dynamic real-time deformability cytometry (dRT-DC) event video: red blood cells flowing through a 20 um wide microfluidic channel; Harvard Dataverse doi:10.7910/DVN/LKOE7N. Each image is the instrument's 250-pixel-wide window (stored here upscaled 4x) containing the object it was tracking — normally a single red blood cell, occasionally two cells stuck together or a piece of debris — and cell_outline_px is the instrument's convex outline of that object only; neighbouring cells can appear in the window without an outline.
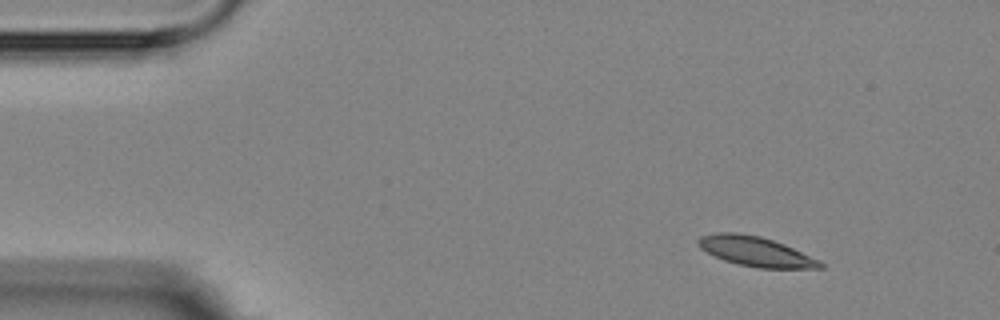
{"species": "Egyptian fruit bat (a non-hibernating species)", "species_latin": "Rousettus aegyptiacus", "temperature_condition": "room temperature", "stored_images_in_passage": 4, "camera_frame_rate_fps": 3000, "um_per_image_px": 0.085, "animal": {"sex": "female"}, "frame": {"image": 1, "passage_image": 1, "time_ms": 0.0, "image_size_px": [1000, 320], "cell_outline_px": [[824, 268], [760, 268], [740, 264], [724, 260], [700, 248], [696, 240], [700, 236], [720, 232], [736, 232], [760, 236], [784, 244], [820, 260], [824, 264]], "centroid_in_image_um": [64.24, 21.37], "position_along_channel_um": 20.8, "area_um2": 20.92}}
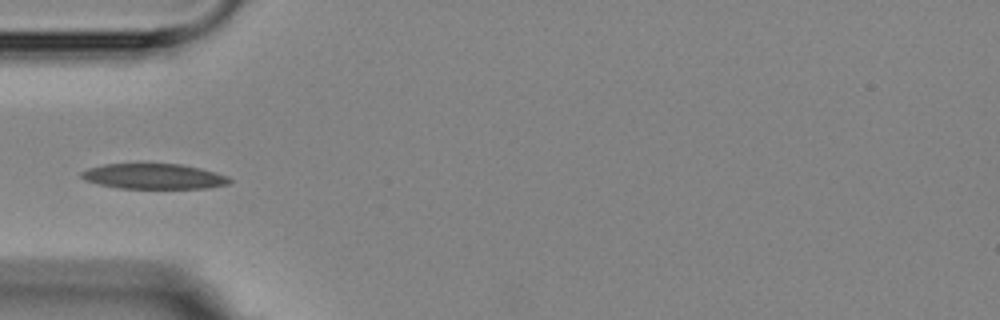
{"frame": {"image": 2, "passage_image": 4, "time_ms": 3.667, "image_size_px": [1000, 320], "cell_outline_px": [[232, 180], [228, 184], [208, 188], [120, 188], [100, 184], [84, 180], [80, 176], [80, 172], [88, 168], [104, 164], [180, 164], [200, 168], [216, 172], [228, 176]], "centroid_in_image_um": [13.08, 14.99], "position_along_channel_um": 71.9, "area_um2": 21.79}}